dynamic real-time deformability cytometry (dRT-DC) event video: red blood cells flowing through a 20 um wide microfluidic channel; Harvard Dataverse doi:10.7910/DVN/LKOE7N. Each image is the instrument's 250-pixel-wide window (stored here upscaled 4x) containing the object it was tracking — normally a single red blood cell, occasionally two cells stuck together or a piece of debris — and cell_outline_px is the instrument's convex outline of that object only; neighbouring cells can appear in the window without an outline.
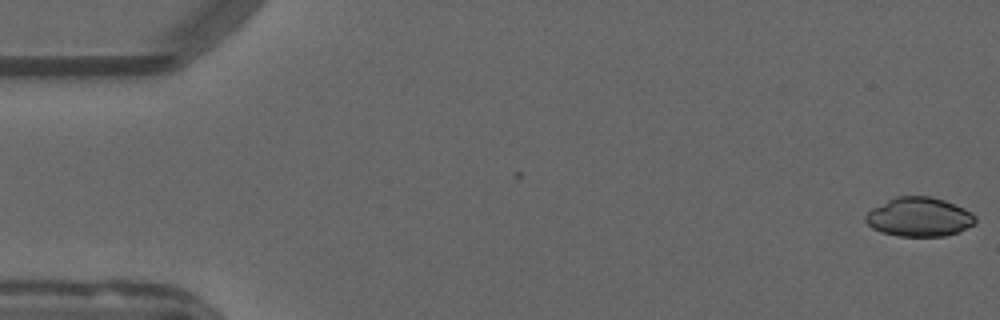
{"species": "common noctule bat (a hibernating species)", "species_latin": "Nyctalus noctula", "temperature_condition": "warm", "stored_images_in_passage": 54, "camera_frame_rate_fps": 3000, "um_per_image_px": 0.085, "animal": {"sex": "male", "forearm_length_mm": 52.5}, "frame": {"image": 1, "passage_image": 1, "time_ms": 0.0, "image_size_px": [1000, 320], "cell_outline_px": [[976, 224], [956, 232], [944, 236], [900, 236], [880, 232], [872, 228], [864, 220], [864, 216], [872, 208], [896, 196], [932, 196], [944, 200], [964, 208], [972, 212], [976, 216]], "centroid_in_image_um": [78.13, 18.44], "position_along_channel_um": 6.9, "area_um2": 25.09}}
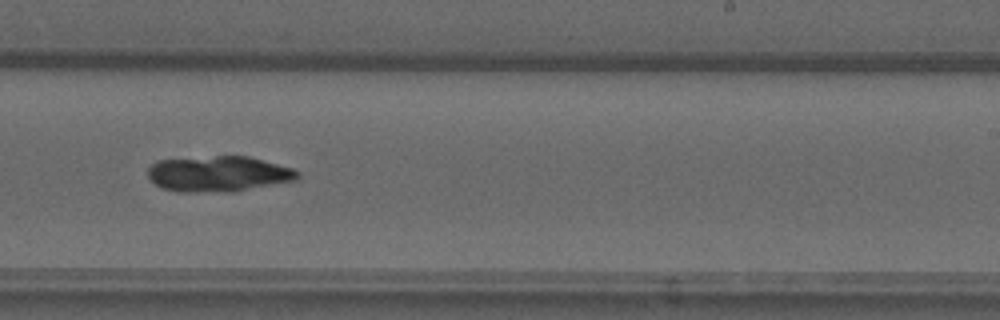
{"frame": {"image": 2, "passage_image": 33, "time_ms": 10.667, "image_size_px": [1000, 320], "cell_outline_px": [[300, 176], [296, 180], [228, 192], [176, 192], [164, 188], [156, 184], [148, 176], [148, 168], [156, 160], [216, 156], [248, 156], [292, 168], [300, 172]], "centroid_in_image_um": [18.55, 14.77], "position_along_channel_um": 270.4, "area_um2": 30.92}}
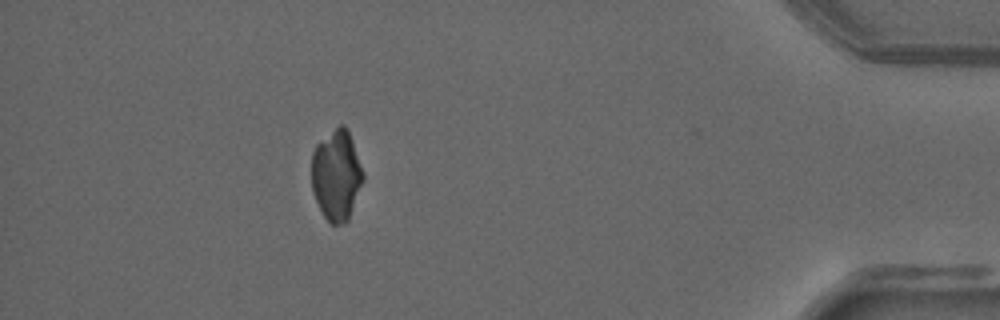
{"frame": {"image": 3, "passage_image": 48, "time_ms": 15.667, "image_size_px": [1000, 320], "cell_outline_px": [[364, 180], [348, 220], [344, 224], [332, 224], [324, 216], [312, 192], [312, 152], [316, 144], [340, 124], [344, 124], [348, 132], [364, 176]], "centroid_in_image_um": [28.58, 14.92], "position_along_channel_um": 406.6, "area_um2": 26.76}}